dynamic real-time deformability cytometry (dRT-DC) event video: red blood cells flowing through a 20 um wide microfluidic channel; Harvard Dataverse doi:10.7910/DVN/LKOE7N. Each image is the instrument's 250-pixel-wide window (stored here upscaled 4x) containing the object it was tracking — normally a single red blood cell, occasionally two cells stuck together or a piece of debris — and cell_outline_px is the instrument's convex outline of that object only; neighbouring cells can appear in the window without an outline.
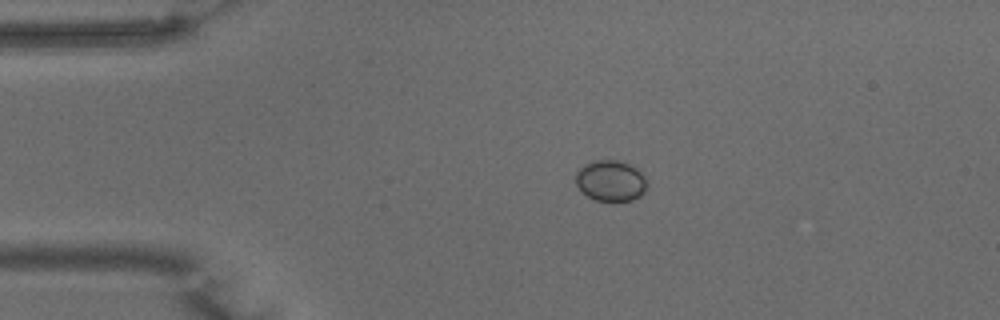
{"species": "common noctule bat (a hibernating species)", "species_latin": "Nyctalus noctula", "temperature_condition": "warm", "stored_images_in_passage": 51, "camera_frame_rate_fps": 3000, "um_per_image_px": 0.085, "animal": {"sex": "male", "body_mass_g": 15.6}, "frame": {"image": 1, "passage_image": 10, "time_ms": 3.0, "image_size_px": [1000, 320], "cell_outline_px": [[648, 188], [640, 196], [632, 200], [616, 204], [596, 200], [588, 196], [576, 184], [576, 172], [584, 164], [596, 160], [616, 160], [628, 164], [636, 168], [644, 176]], "centroid_in_image_um": [51.93, 15.41], "position_along_channel_um": 33.1, "area_um2": 17.28}}
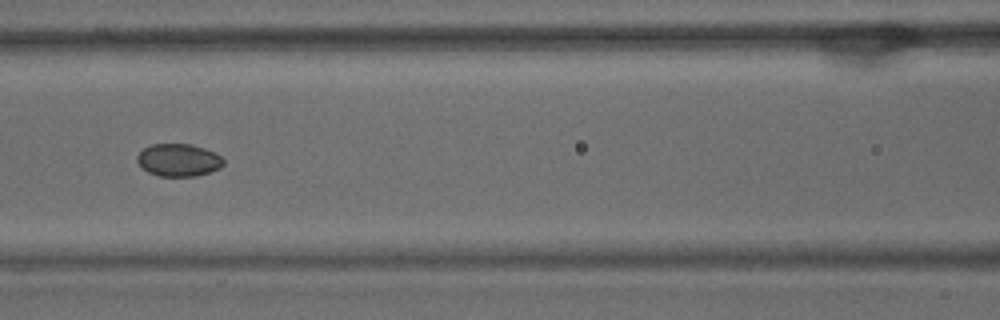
{"frame": {"image": 2, "passage_image": 22, "time_ms": 7.0, "image_size_px": [1000, 320], "cell_outline_px": [[224, 164], [220, 168], [196, 176], [160, 176], [148, 172], [136, 160], [136, 156], [144, 148], [152, 144], [192, 144], [204, 148], [220, 156], [224, 160]], "centroid_in_image_um": [15.17, 13.6], "position_along_channel_um": 151.4, "area_um2": 16.24}}
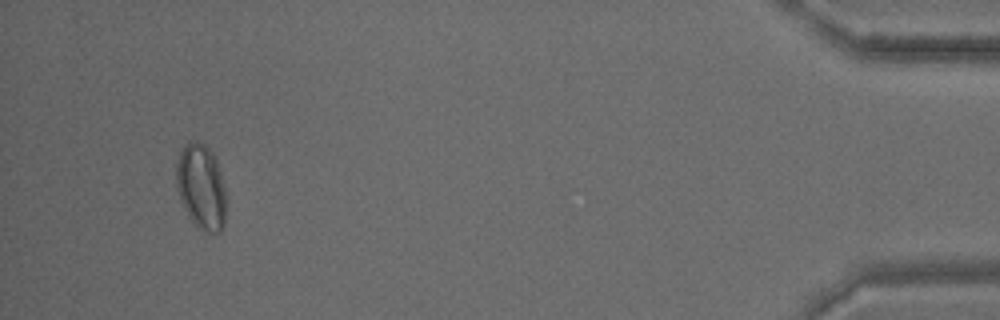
{"frame": {"image": 3, "passage_image": 48, "time_ms": 15.667, "image_size_px": [1000, 320], "cell_outline_px": [[224, 224], [220, 232], [204, 232], [188, 216], [180, 200], [176, 188], [176, 164], [180, 152], [184, 144], [188, 140], [196, 140], [204, 144], [216, 156], [224, 188]], "centroid_in_image_um": [17.07, 15.83], "position_along_channel_um": 418.1, "area_um2": 24.74}, "authors_computed_cell_mechanics": {"area_um2": 17.2822, "velocity_mm_per_s": 3.9413, "shape_relaxation_time_tau1_ms": 6.0855, "shape_relaxation_time_tau2_ms": 4.7667, "deformation_change_tau1": 0.0648, "deformation_change_tau2": 0.0508}}